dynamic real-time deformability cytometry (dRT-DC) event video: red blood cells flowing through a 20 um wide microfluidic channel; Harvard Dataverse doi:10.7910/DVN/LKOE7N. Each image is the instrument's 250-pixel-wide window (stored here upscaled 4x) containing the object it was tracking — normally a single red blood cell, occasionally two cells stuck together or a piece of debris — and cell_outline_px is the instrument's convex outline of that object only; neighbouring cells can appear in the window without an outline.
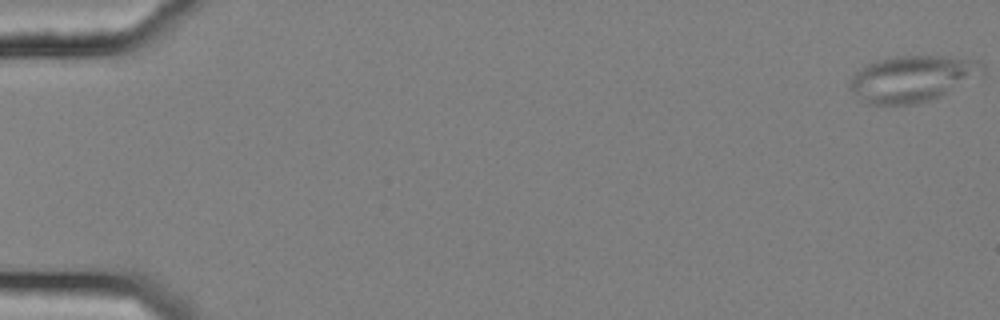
{"species": "common noctule bat (a hibernating species)", "species_latin": "Nyctalus noctula", "temperature_condition": "cold", "stored_images_in_passage": 56, "camera_frame_rate_fps": 3000, "um_per_image_px": 0.085, "animal": {"sex": "female", "body_mass_g": 25.1}, "frame": {"image": 1, "passage_image": 1, "time_ms": 0.0, "image_size_px": [1000, 320], "cell_outline_px": [[984, 76], [928, 100], [916, 104], [868, 104], [848, 88], [848, 80], [860, 68], [876, 60], [888, 56], [948, 56], [980, 60], [984, 68]], "centroid_in_image_um": [77.56, 6.66], "position_along_channel_um": 7.4, "area_um2": 36.01}}
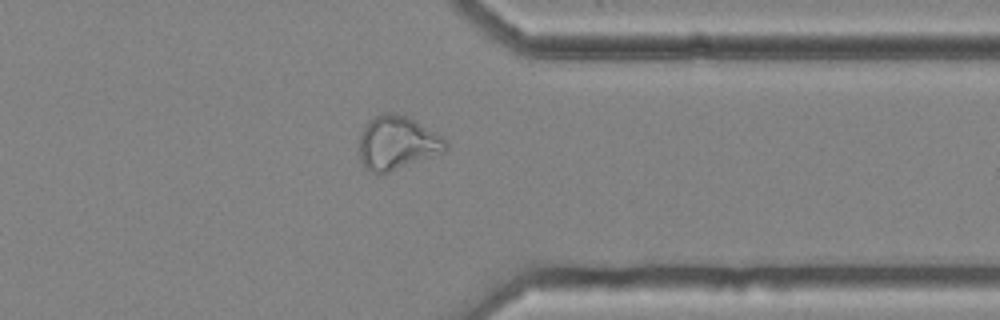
{"frame": {"image": 2, "passage_image": 45, "time_ms": 14.667, "image_size_px": [1000, 320], "cell_outline_px": [[448, 148], [444, 152], [380, 176], [364, 168], [360, 160], [360, 136], [368, 120], [384, 112], [392, 112], [408, 116], [436, 132], [448, 140]], "centroid_in_image_um": [33.77, 12.16], "position_along_channel_um": 377.6, "area_um2": 27.46}}
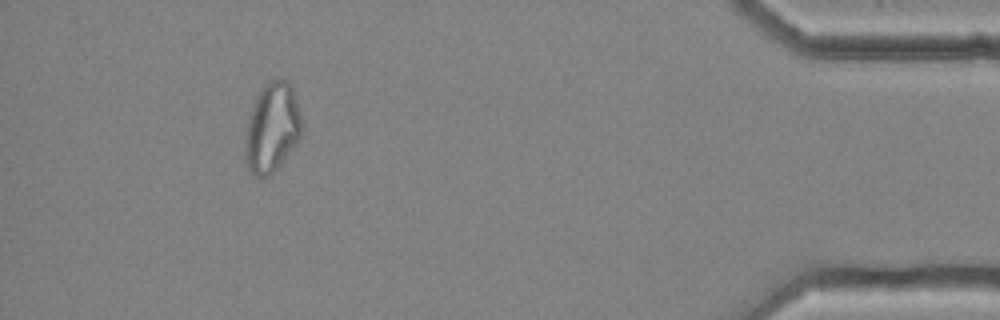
{"frame": {"image": 3, "passage_image": 52, "time_ms": 17.0, "image_size_px": [1000, 320], "cell_outline_px": [[304, 128], [296, 144], [284, 160], [272, 172], [264, 176], [256, 176], [252, 172], [244, 160], [244, 140], [248, 120], [256, 96], [264, 84], [268, 80], [280, 76], [284, 76], [292, 84], [304, 124]], "centroid_in_image_um": [23.15, 10.77], "position_along_channel_um": 412.0, "area_um2": 30.11}, "authors_computed_cell_mechanics": {"area_um2": 28.3798, "velocity_mm_per_s": 3.6587, "shape_relaxation_time_tau1_ms": null, "shape_relaxation_time_tau2_ms": 2.6194, "deformation_change_tau1": null, "deformation_change_tau2": 0.1001}}